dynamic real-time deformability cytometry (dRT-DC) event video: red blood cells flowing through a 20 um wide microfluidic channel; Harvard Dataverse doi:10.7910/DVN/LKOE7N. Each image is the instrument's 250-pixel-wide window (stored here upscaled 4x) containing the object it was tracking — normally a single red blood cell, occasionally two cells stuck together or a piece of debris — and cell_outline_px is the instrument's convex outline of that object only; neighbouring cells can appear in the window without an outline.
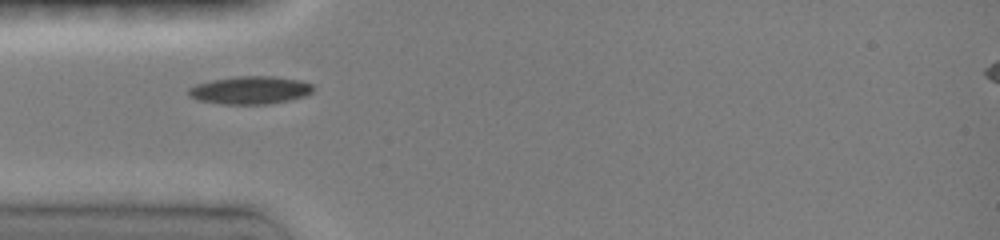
{"species": "common noctule bat (a hibernating species)", "species_latin": "Nyctalus noctula", "temperature_condition": "room temperature", "stored_images_in_passage": 20, "camera_frame_rate_fps": 3000, "um_per_image_px": 0.085, "animal": {"sex": "female", "body_mass_g": 19.0, "forearm_length_mm": 51.5}, "frame": {"image": 1, "passage_image": 1, "time_ms": 0.0, "image_size_px": [1000, 240], "cell_outline_px": [[312, 92], [304, 96], [288, 100], [268, 104], [220, 104], [196, 100], [188, 96], [188, 88], [196, 84], [212, 80], [236, 76], [276, 76], [300, 80], [312, 84]], "centroid_in_image_um": [21.22, 7.66], "position_along_channel_um": 63.8, "area_um2": 20.35}}
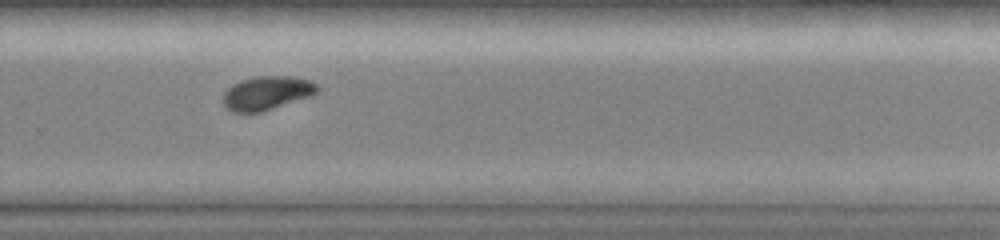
{"frame": {"image": 2, "passage_image": 11, "time_ms": 6.0, "image_size_px": [1000, 240], "cell_outline_px": [[320, 88], [312, 96], [260, 112], [232, 112], [224, 104], [224, 92], [232, 84], [240, 80], [256, 76], [296, 76], [308, 80], [316, 84]], "centroid_in_image_um": [22.7, 7.89], "position_along_channel_um": 307.1, "area_um2": 18.5}}
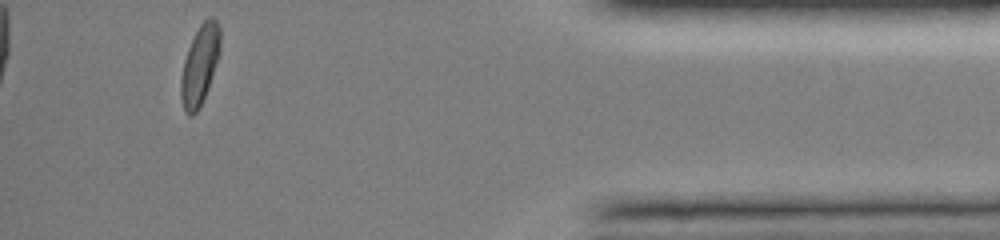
{"frame": {"image": 3, "passage_image": 19, "time_ms": 9.667, "image_size_px": [1000, 240], "cell_outline_px": [[220, 52], [208, 88], [196, 112], [192, 116], [188, 116], [184, 112], [180, 96], [180, 80], [184, 60], [188, 48], [200, 24], [208, 16], [212, 16], [216, 20], [220, 28]], "centroid_in_image_um": [16.97, 5.52], "position_along_channel_um": 418.2, "area_um2": 18.15}, "authors_computed_cell_mechanics": {"area_um2": 18.9006, "velocity_mm_per_s": 4.0714, "shape_relaxation_time_tau1_ms": 2.6036, "shape_relaxation_time_tau2_ms": 3.133, "deformation_change_tau1": 0.1277, "deformation_change_tau2": 0.048}}